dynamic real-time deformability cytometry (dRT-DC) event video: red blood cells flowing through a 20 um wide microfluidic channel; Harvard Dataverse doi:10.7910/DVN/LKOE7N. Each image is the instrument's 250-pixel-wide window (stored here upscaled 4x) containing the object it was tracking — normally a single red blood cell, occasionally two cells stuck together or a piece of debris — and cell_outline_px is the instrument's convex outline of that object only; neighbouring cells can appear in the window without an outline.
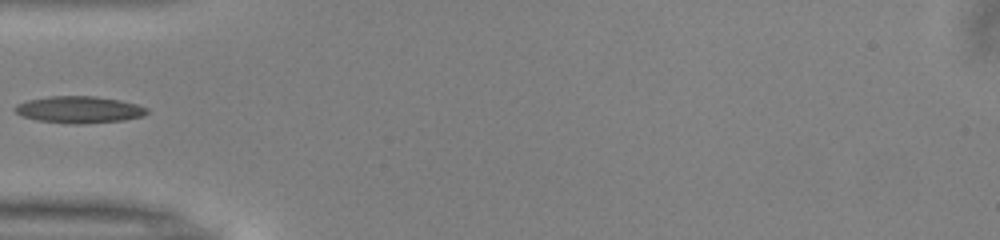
{"species": "common noctule bat (a hibernating species)", "species_latin": "Nyctalus noctula", "temperature_condition": "warm", "stored_images_in_passage": 35, "camera_frame_rate_fps": 3000, "um_per_image_px": 0.085, "animal": {"sex": "male", "body_mass_g": 13.0, "forearm_length_mm": 53.1}, "frame": {"image": 1, "passage_image": 1, "time_ms": 0.0, "image_size_px": [1000, 240], "cell_outline_px": [[148, 112], [144, 116], [124, 120], [84, 124], [72, 124], [36, 120], [24, 116], [16, 112], [12, 108], [16, 104], [28, 100], [48, 96], [96, 96], [120, 100], [136, 104], [148, 108]], "centroid_in_image_um": [6.73, 9.32], "position_along_channel_um": 78.3, "area_um2": 20.75}}
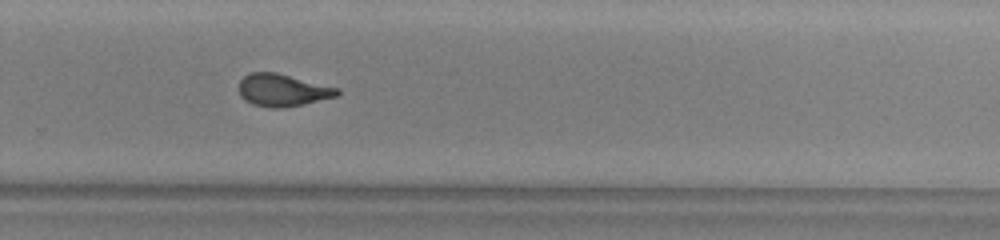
{"frame": {"image": 2, "passage_image": 18, "time_ms": 5.667, "image_size_px": [1000, 240], "cell_outline_px": [[340, 92], [336, 96], [304, 104], [284, 108], [268, 108], [252, 104], [244, 100], [240, 96], [240, 80], [248, 72], [276, 72], [340, 88]], "centroid_in_image_um": [24.01, 7.66], "position_along_channel_um": 305.8, "area_um2": 18.67}}
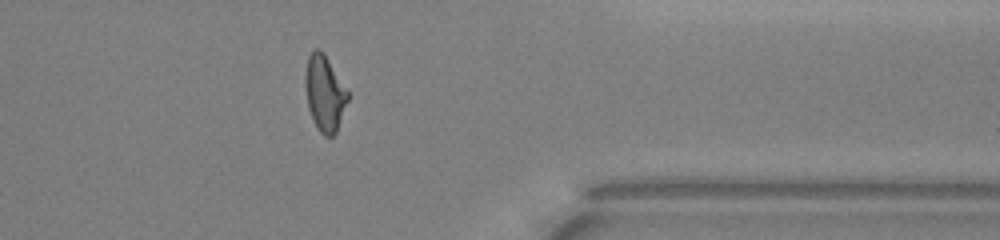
{"frame": {"image": 3, "passage_image": 25, "time_ms": 8.0, "image_size_px": [1000, 240], "cell_outline_px": [[348, 100], [336, 132], [332, 136], [324, 136], [316, 128], [312, 120], [308, 108], [304, 84], [304, 76], [308, 56], [316, 48], [320, 48], [324, 52], [348, 92]], "centroid_in_image_um": [27.56, 7.92], "position_along_channel_um": 383.8, "area_um2": 18.84}}